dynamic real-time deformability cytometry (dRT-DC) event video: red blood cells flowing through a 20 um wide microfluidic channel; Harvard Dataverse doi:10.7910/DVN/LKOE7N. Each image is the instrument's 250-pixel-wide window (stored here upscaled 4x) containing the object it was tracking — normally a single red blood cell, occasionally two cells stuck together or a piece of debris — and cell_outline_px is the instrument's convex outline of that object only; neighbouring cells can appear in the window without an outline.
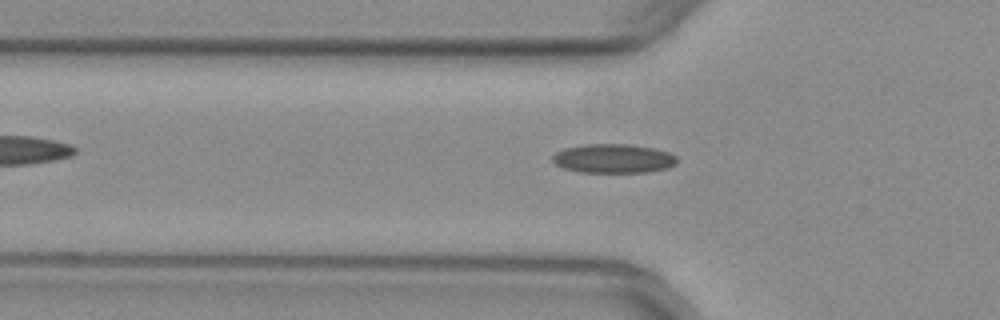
{"species": "common noctule bat (a hibernating species)", "species_latin": "Nyctalus noctula", "temperature_condition": "warm", "stored_images_in_passage": 43, "camera_frame_rate_fps": 3000, "um_per_image_px": 0.085, "animal": {"sex": "female", "body_mass_g": 29.2, "forearm_length_mm": 56.3}, "frame": {"image": 1, "passage_image": 10, "time_ms": 3.0, "image_size_px": [1000, 320], "cell_outline_px": [[676, 164], [668, 168], [648, 172], [580, 172], [564, 168], [556, 164], [552, 160], [552, 156], [556, 152], [564, 148], [584, 144], [628, 144], [652, 148], [668, 152], [676, 156]], "centroid_in_image_um": [52.13, 13.47], "position_along_channel_um": 73.7, "area_um2": 21.04}}
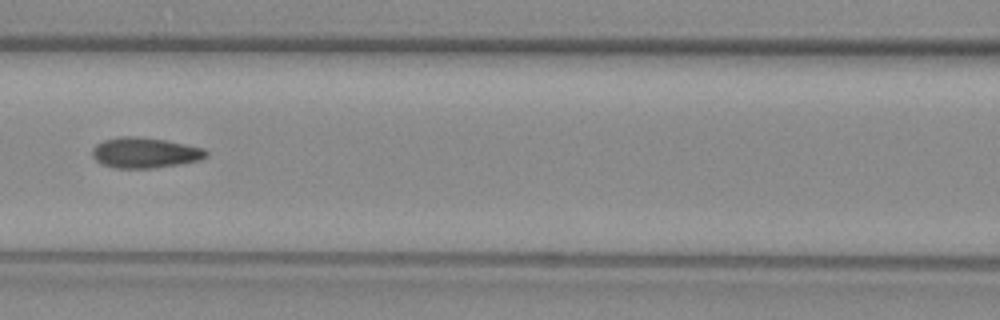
{"frame": {"image": 2, "passage_image": 16, "time_ms": 5.0, "image_size_px": [1000, 320], "cell_outline_px": [[208, 156], [200, 160], [152, 168], [116, 168], [100, 164], [92, 156], [92, 148], [96, 144], [104, 140], [120, 136], [140, 136], [164, 140], [204, 148], [208, 152]], "centroid_in_image_um": [12.28, 12.98], "position_along_channel_um": 154.3, "area_um2": 20.23}}
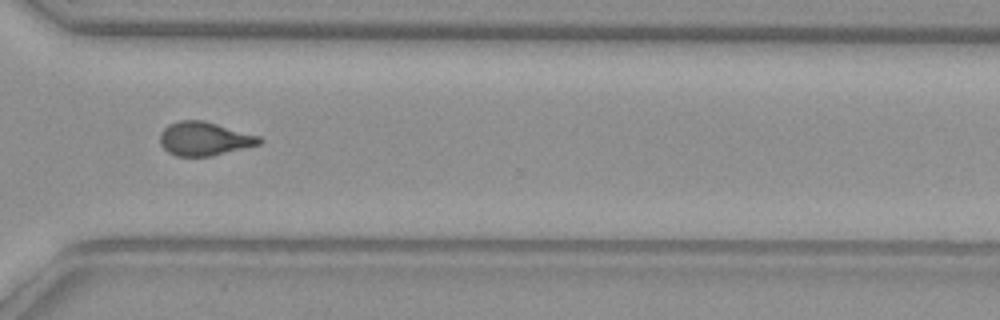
{"frame": {"image": 3, "passage_image": 31, "time_ms": 10.0, "image_size_px": [1000, 320], "cell_outline_px": [[264, 140], [260, 144], [212, 156], [176, 156], [168, 152], [160, 144], [160, 132], [168, 124], [180, 120], [204, 120], [260, 136]], "centroid_in_image_um": [17.36, 11.79], "position_along_channel_um": 353.2, "area_um2": 19.59}, "authors_computed_cell_mechanics": {"area_um2": 19.7098, "velocity_mm_per_s": 3.985, "shape_relaxation_time_tau1_ms": null, "shape_relaxation_time_tau2_ms": 1.6707, "deformation_change_tau1": null, "deformation_change_tau2": 0.086}}